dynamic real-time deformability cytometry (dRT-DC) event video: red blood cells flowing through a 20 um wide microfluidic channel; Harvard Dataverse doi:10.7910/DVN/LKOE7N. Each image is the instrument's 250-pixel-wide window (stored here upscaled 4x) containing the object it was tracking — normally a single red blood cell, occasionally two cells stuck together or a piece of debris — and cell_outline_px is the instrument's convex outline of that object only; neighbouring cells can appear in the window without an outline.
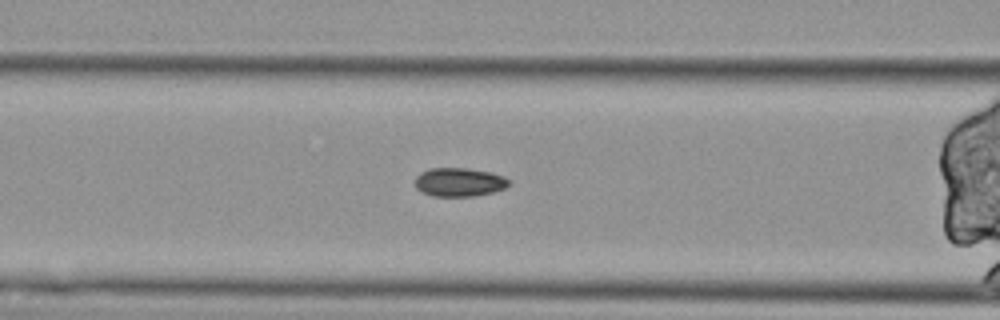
{"species": "Egyptian fruit bat (a non-hibernating species)", "species_latin": "Rousettus aegyptiacus", "temperature_condition": "cold", "stored_images_in_passage": 46, "segment_of_instrument_passage": [2, 2], "camera_frame_rate_fps": 3000, "um_per_image_px": 0.085, "animal": {"sex": "female"}, "frame": {"image": 1, "passage_image": 19, "time_ms": 6.0, "image_size_px": [1000, 320], "cell_outline_px": [[508, 188], [476, 196], [432, 196], [416, 188], [416, 176], [420, 172], [428, 168], [464, 168], [492, 172], [504, 176], [508, 180]], "centroid_in_image_um": [39.04, 15.48], "position_along_channel_um": 127.6, "area_um2": 15.72}}
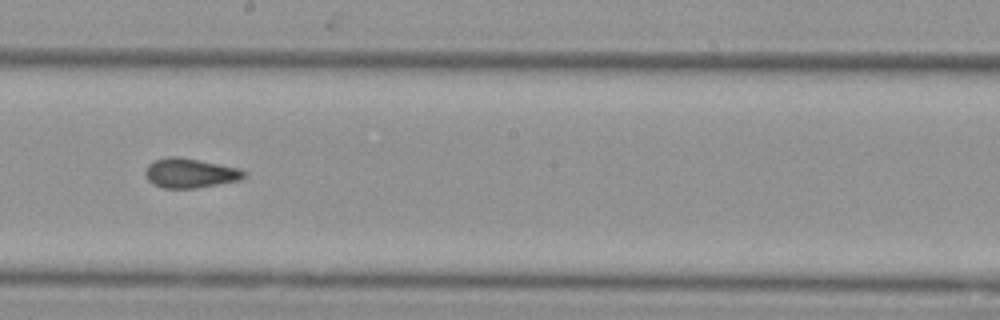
{"frame": {"image": 2, "passage_image": 28, "time_ms": 9.0, "image_size_px": [1000, 320], "cell_outline_px": [[248, 176], [240, 180], [196, 188], [164, 188], [152, 184], [148, 180], [144, 172], [148, 164], [156, 160], [168, 156], [180, 156], [240, 168], [248, 172]], "centroid_in_image_um": [16.19, 14.71], "position_along_channel_um": 232.0, "area_um2": 17.22}}
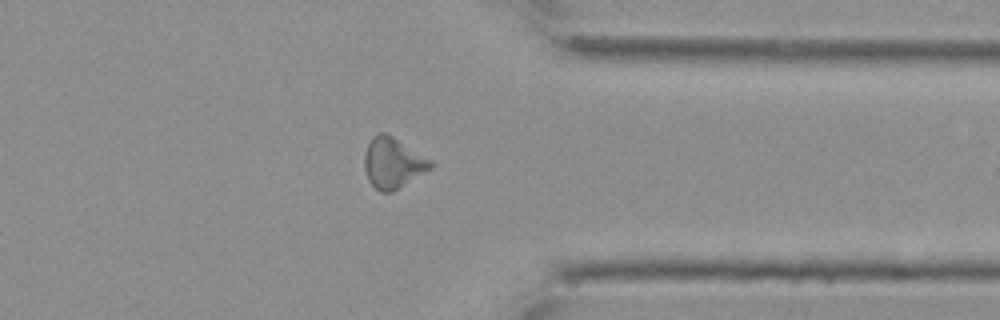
{"frame": {"image": 3, "passage_image": 41, "time_ms": 13.333, "image_size_px": [1000, 320], "cell_outline_px": [[432, 168], [392, 192], [380, 192], [368, 180], [364, 168], [364, 152], [372, 136], [380, 132], [384, 132], [392, 136], [432, 160]], "centroid_in_image_um": [33.37, 13.84], "position_along_channel_um": 378.0, "area_um2": 19.42}}